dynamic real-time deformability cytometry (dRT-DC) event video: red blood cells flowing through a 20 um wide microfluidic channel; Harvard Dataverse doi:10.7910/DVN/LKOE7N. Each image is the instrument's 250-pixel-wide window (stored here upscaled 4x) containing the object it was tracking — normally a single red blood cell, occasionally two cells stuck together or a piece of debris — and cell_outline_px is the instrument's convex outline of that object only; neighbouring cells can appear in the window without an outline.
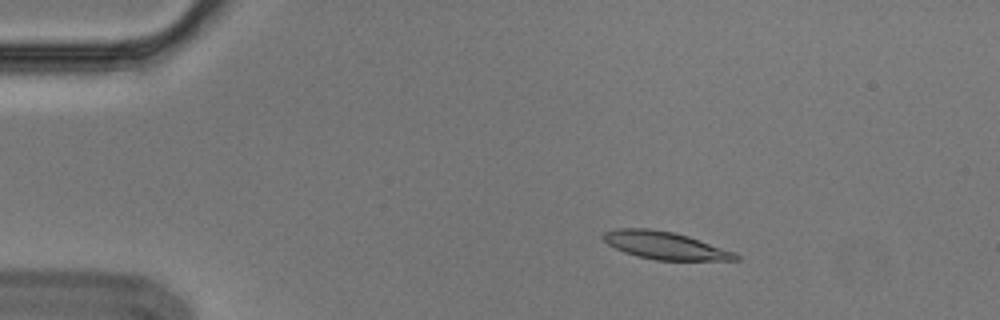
{"species": "Egyptian fruit bat (a non-hibernating species)", "species_latin": "Rousettus aegyptiacus", "temperature_condition": "cold", "stored_images_in_passage": 3, "camera_frame_rate_fps": 3000, "um_per_image_px": 0.085, "animal": {"sex": "male"}, "frame": {"image": 1, "passage_image": 1, "time_ms": 0.0, "image_size_px": [1000, 320], "cell_outline_px": [[740, 260], [656, 260], [636, 256], [624, 252], [608, 244], [604, 240], [604, 232], [616, 228], [648, 228], [672, 232], [688, 236], [736, 252], [740, 256]], "centroid_in_image_um": [56.55, 20.87], "position_along_channel_um": 28.4, "area_um2": 21.21}}